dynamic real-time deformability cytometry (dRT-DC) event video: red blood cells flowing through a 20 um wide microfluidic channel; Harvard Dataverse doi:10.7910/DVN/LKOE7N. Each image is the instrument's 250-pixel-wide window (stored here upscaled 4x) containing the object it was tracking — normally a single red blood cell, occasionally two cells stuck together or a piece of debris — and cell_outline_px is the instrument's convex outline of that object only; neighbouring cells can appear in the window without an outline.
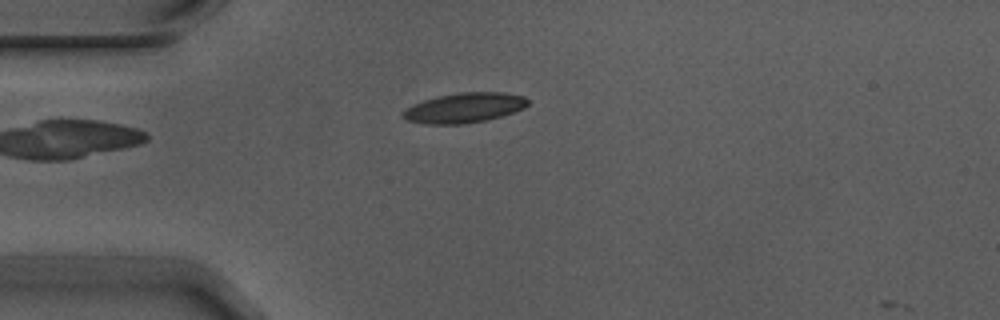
{"species": "Egyptian fruit bat (a non-hibernating species)", "species_latin": "Rousettus aegyptiacus", "temperature_condition": "warm", "stored_images_in_passage": 2, "camera_frame_rate_fps": 3000, "um_per_image_px": 0.085, "animal": {"sex": "male"}, "frame": {"image": 1, "passage_image": 1, "time_ms": 0.0, "image_size_px": [1000, 320], "cell_outline_px": [[528, 104], [524, 108], [500, 116], [484, 120], [460, 124], [424, 124], [408, 120], [400, 116], [412, 104], [424, 100], [440, 96], [460, 92], [504, 92], [524, 96], [528, 100]], "centroid_in_image_um": [39.47, 9.16], "position_along_channel_um": 45.5, "area_um2": 21.5}}